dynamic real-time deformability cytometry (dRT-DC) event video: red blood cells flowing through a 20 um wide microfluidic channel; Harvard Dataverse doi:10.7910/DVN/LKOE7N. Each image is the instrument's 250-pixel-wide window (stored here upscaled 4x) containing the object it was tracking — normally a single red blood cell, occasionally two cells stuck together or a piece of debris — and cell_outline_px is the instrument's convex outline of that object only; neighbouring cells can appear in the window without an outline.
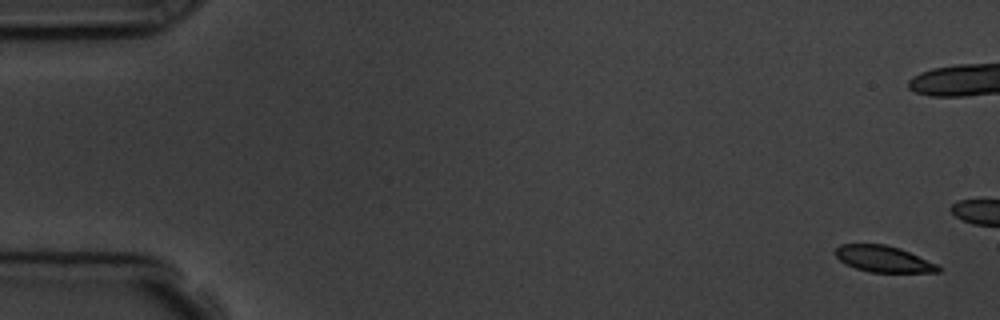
{"species": "common noctule bat (a hibernating species)", "species_latin": "Nyctalus noctula", "temperature_condition": "room temperature", "stored_images_in_passage": 7, "segment_of_instrument_passage": [1, 2], "camera_frame_rate_fps": 3000, "um_per_image_px": 0.085, "animal": {"sex": "male", "body_mass_g": 19.5, "forearm_length_mm": 54.6}, "frame": {"image": 1, "passage_image": 1, "time_ms": 0.0, "image_size_px": [1000, 320], "cell_outline_px": [[940, 272], [872, 272], [856, 268], [844, 264], [836, 256], [836, 248], [840, 244], [884, 244], [900, 248], [936, 264], [940, 268]], "centroid_in_image_um": [75.06, 22.01], "position_along_channel_um": 9.9, "area_um2": 15.55}}